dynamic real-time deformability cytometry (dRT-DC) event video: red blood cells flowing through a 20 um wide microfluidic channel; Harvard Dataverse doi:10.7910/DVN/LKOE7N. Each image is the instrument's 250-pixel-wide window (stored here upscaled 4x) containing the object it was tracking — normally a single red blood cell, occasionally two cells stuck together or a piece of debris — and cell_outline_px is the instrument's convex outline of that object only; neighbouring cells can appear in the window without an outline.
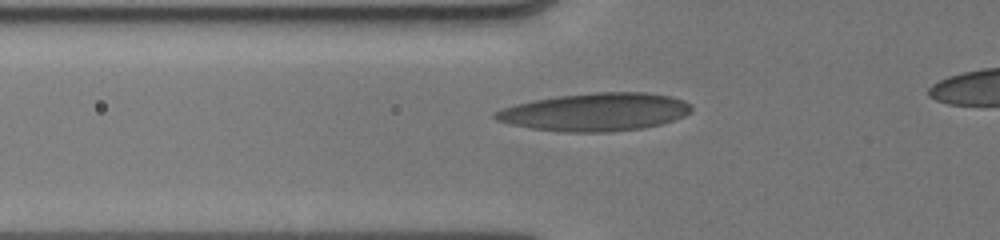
{"species": "human", "species_latin": "Homo sapiens", "temperature_condition": "cold", "stored_images_in_passage": 45, "camera_frame_rate_fps": 3000, "um_per_image_px": 0.085, "donor": {"sex": "male"}, "frame": {"image": 1, "passage_image": 2, "time_ms": 0.333, "image_size_px": [1000, 240], "cell_outline_px": [[692, 112], [684, 116], [660, 124], [640, 128], [608, 132], [564, 132], [532, 128], [508, 124], [496, 120], [492, 116], [492, 112], [500, 108], [532, 100], [560, 96], [592, 92], [648, 92], [672, 96], [684, 100], [692, 104]], "centroid_in_image_um": [50.59, 9.51], "position_along_channel_um": 75.2, "area_um2": 43.64}}
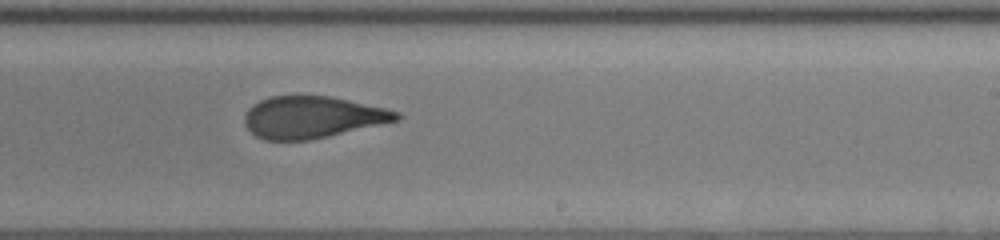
{"frame": {"image": 2, "passage_image": 24, "time_ms": 5.0, "image_size_px": [1000, 240], "cell_outline_px": [[400, 120], [328, 136], [308, 140], [264, 140], [256, 136], [244, 124], [244, 116], [248, 108], [252, 104], [260, 100], [272, 96], [332, 96], [384, 108], [400, 112]], "centroid_in_image_um": [26.53, 9.96], "position_along_channel_um": 262.5, "area_um2": 36.93}}
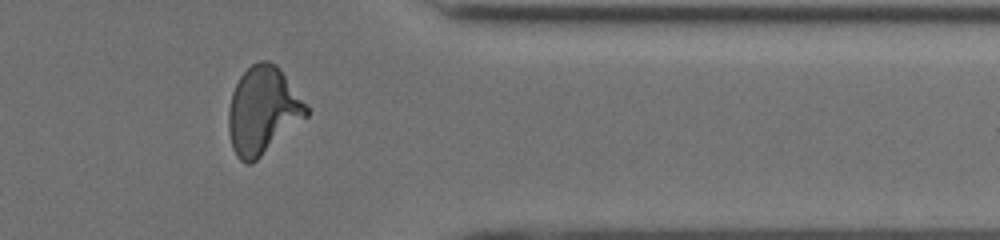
{"frame": {"image": 3, "passage_image": 42, "time_ms": 8.333, "image_size_px": [1000, 240], "cell_outline_px": [[308, 116], [252, 164], [244, 164], [236, 156], [232, 148], [228, 132], [228, 112], [232, 92], [240, 76], [252, 64], [260, 60], [268, 60], [276, 64], [280, 68], [308, 108]], "centroid_in_image_um": [22.31, 9.41], "position_along_channel_um": 389.1, "area_um2": 39.59}, "authors_computed_cell_mechanics": {"area_um2": 38.437, "velocity_mm_per_s": 4.0391, "shape_relaxation_time_tau1_ms": 9.8991, "shape_relaxation_time_tau2_ms": 1.6491, "deformation_change_tau1": 0.3002, "deformation_change_tau2": 0.0985}}